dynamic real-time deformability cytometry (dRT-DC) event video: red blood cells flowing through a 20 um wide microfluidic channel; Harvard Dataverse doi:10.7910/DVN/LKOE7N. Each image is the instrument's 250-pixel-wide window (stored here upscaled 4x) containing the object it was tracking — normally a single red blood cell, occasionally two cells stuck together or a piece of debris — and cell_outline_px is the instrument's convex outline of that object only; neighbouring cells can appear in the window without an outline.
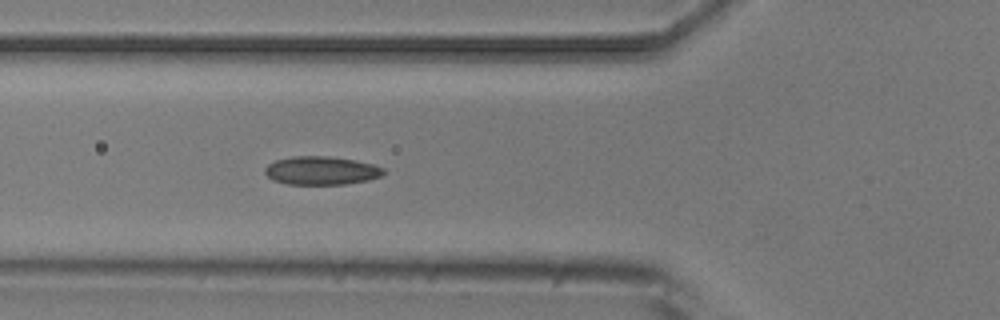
{"species": "common noctule bat (a hibernating species)", "species_latin": "Nyctalus noctula", "temperature_condition": "room temperature", "stored_images_in_passage": 5, "camera_frame_rate_fps": 3000, "um_per_image_px": 0.085, "animal": {"sex": "male", "body_mass_g": 20.5, "forearm_length_mm": 52.5}, "frame": {"image": 1, "passage_image": 5, "time_ms": 4.667, "image_size_px": [1000, 320], "cell_outline_px": [[384, 172], [380, 176], [368, 180], [344, 184], [288, 184], [272, 180], [264, 172], [264, 168], [268, 164], [276, 160], [292, 156], [328, 156], [352, 160], [372, 164], [384, 168]], "centroid_in_image_um": [27.27, 14.5], "position_along_channel_um": 98.5, "area_um2": 19.48}}